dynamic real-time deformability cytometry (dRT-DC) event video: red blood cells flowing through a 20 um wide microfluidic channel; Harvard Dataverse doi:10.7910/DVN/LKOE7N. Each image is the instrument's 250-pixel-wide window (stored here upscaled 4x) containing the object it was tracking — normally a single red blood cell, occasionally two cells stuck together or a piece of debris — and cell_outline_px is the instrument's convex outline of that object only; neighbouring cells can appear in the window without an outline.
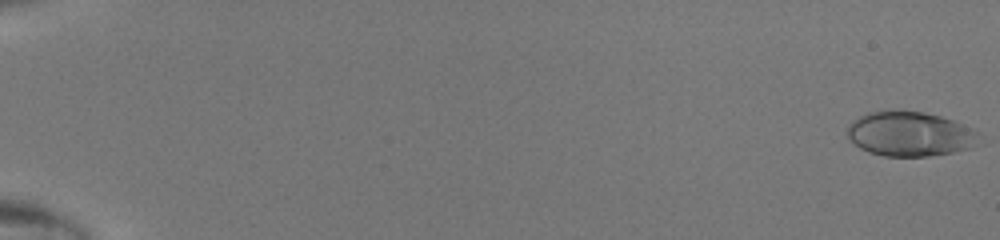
{"species": "human", "species_latin": "Homo sapiens", "temperature_condition": "room temperature", "stored_images_in_passage": 49, "camera_frame_rate_fps": 3000, "um_per_image_px": 0.085, "donor": {"sex": "male"}, "frame": {"image": 1, "passage_image": 1, "time_ms": 0.0, "image_size_px": [1000, 240], "cell_outline_px": [[976, 136], [968, 148], [952, 152], [928, 156], [884, 156], [868, 152], [860, 148], [848, 136], [848, 124], [852, 120], [868, 112], [924, 112], [940, 116], [952, 120], [976, 132]], "centroid_in_image_um": [77.24, 11.4], "position_along_channel_um": 7.8, "area_um2": 33.12}}
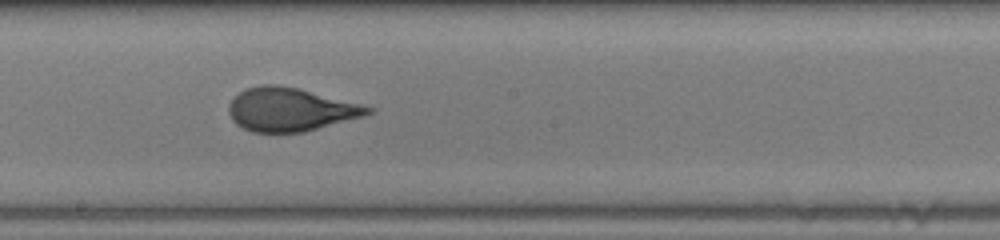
{"frame": {"image": 2, "passage_image": 30, "time_ms": 9.667, "image_size_px": [1000, 240], "cell_outline_px": [[376, 108], [372, 112], [364, 116], [304, 132], [252, 132], [236, 124], [232, 120], [228, 112], [228, 104], [244, 88], [260, 84], [276, 84], [296, 88]], "centroid_in_image_um": [24.65, 9.31], "position_along_channel_um": 223.6, "area_um2": 34.97}}
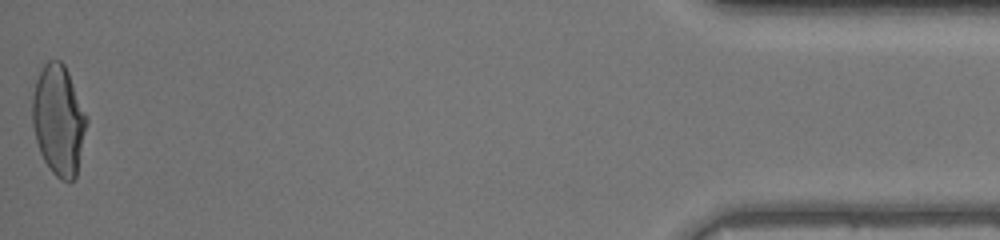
{"frame": {"image": 3, "passage_image": 49, "time_ms": 16.0, "image_size_px": [1000, 240], "cell_outline_px": [[88, 120], [76, 176], [68, 184], [60, 180], [52, 172], [44, 160], [40, 152], [36, 140], [32, 124], [32, 96], [36, 80], [44, 64], [48, 60], [60, 60], [64, 64], [68, 72]], "centroid_in_image_um": [4.97, 10.23], "position_along_channel_um": 430.2, "area_um2": 34.74}}